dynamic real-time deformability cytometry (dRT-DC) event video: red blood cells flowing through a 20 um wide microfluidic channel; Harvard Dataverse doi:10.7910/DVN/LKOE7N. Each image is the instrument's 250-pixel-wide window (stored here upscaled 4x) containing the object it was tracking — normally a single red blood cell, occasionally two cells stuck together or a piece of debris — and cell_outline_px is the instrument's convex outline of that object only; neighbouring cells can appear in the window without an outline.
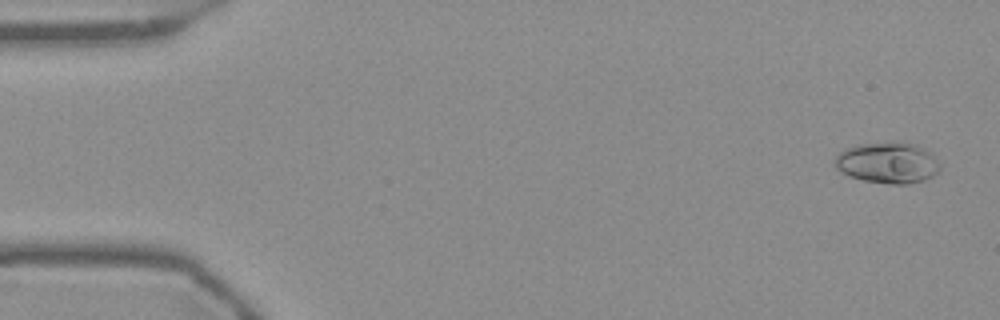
{"species": "Egyptian fruit bat (a non-hibernating species)", "species_latin": "Rousettus aegyptiacus", "temperature_condition": "warm", "stored_images_in_passage": 54, "camera_frame_rate_fps": 3000, "um_per_image_px": 0.085, "frame": {"image": 1, "passage_image": 2, "time_ms": 0.333, "image_size_px": [1000, 320], "cell_outline_px": [[940, 172], [924, 180], [908, 184], [892, 184], [864, 180], [848, 176], [840, 172], [836, 168], [832, 160], [840, 152], [856, 144], [892, 140], [900, 140], [924, 148], [932, 152], [940, 164]], "centroid_in_image_um": [75.45, 13.81], "position_along_channel_um": 9.5, "area_um2": 25.84}}
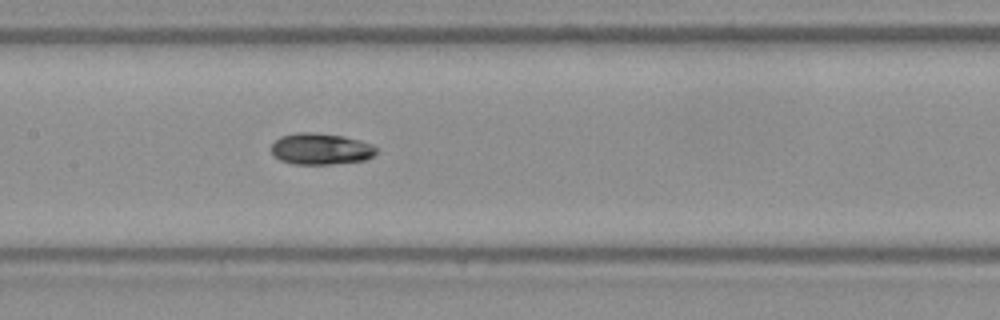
{"frame": {"image": 2, "passage_image": 26, "time_ms": 8.333, "image_size_px": [1000, 320], "cell_outline_px": [[380, 148], [372, 156], [364, 160], [332, 164], [292, 164], [280, 160], [272, 156], [272, 144], [280, 136], [296, 132], [312, 132], [344, 136], [360, 140], [372, 144]], "centroid_in_image_um": [27.26, 12.65], "position_along_channel_um": 180.1, "area_um2": 19.42}}
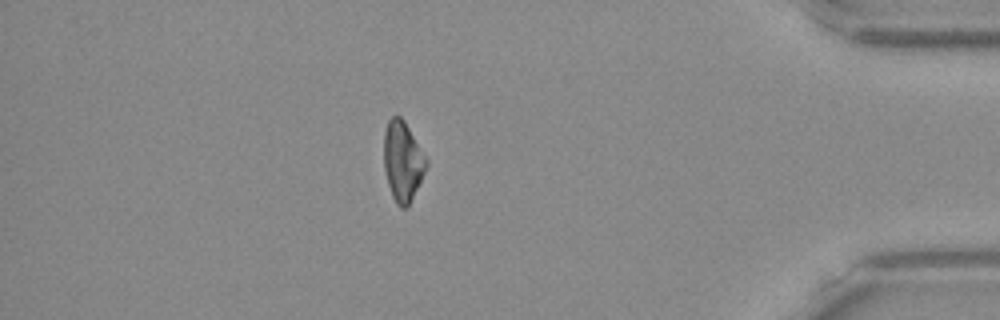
{"frame": {"image": 3, "passage_image": 47, "time_ms": 15.333, "image_size_px": [1000, 320], "cell_outline_px": [[428, 164], [408, 208], [400, 208], [396, 204], [392, 196], [388, 184], [384, 168], [384, 132], [388, 120], [392, 116], [400, 116], [404, 120], [428, 160]], "centroid_in_image_um": [34.22, 13.72], "position_along_channel_um": 401.0, "area_um2": 19.77}, "authors_computed_cell_mechanics": {"area_um2": 19.9699, "velocity_mm_per_s": 3.7534, "shape_relaxation_time_tau1_ms": 2.4995, "shape_relaxation_time_tau2_ms": 2.476, "deformation_change_tau1": 0.1422, "deformation_change_tau2": 0.063}}